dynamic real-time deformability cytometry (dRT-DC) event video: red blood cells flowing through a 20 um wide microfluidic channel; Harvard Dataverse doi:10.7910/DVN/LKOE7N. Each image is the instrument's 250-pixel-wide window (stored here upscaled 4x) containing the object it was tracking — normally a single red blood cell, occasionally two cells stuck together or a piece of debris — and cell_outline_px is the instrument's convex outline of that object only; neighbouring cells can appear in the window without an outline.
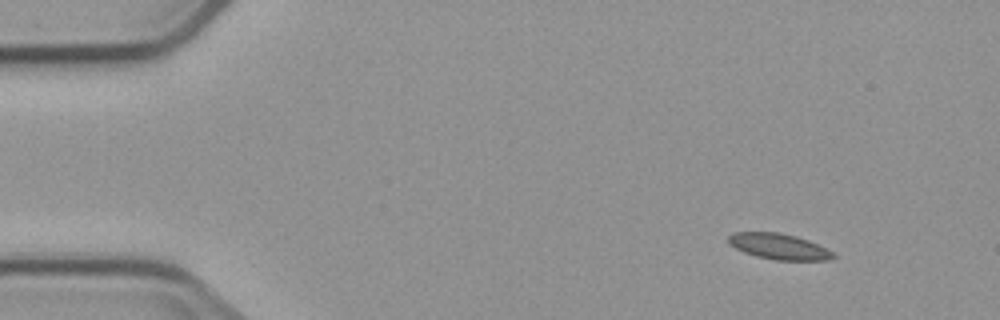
{"species": "common noctule bat (a hibernating species)", "species_latin": "Nyctalus noctula", "temperature_condition": "cold", "stored_images_in_passage": 5, "camera_frame_rate_fps": 3000, "um_per_image_px": 0.085, "animal": {"sex": "male", "body_mass_g": 23.1, "forearm_length_mm": 52.7}, "frame": {"image": 1, "passage_image": 1, "time_ms": 0.0, "image_size_px": [1000, 320], "cell_outline_px": [[836, 256], [824, 260], [776, 260], [756, 256], [744, 252], [728, 244], [728, 236], [732, 232], [776, 232], [796, 236], [808, 240], [832, 252]], "centroid_in_image_um": [66.14, 20.94], "position_along_channel_um": 18.9, "area_um2": 15.55}}
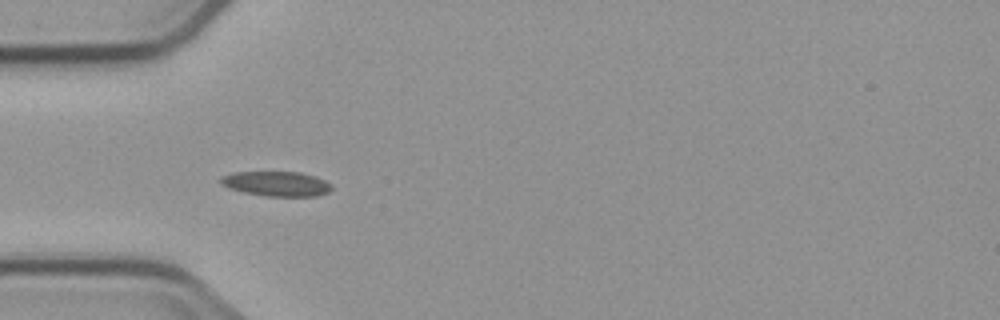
{"frame": {"image": 2, "passage_image": 4, "time_ms": 3.667, "image_size_px": [1000, 320], "cell_outline_px": [[332, 188], [328, 192], [316, 196], [268, 196], [244, 192], [228, 188], [220, 184], [220, 176], [232, 172], [300, 172], [316, 176], [332, 184]], "centroid_in_image_um": [23.48, 15.61], "position_along_channel_um": 61.5, "area_um2": 16.13}}
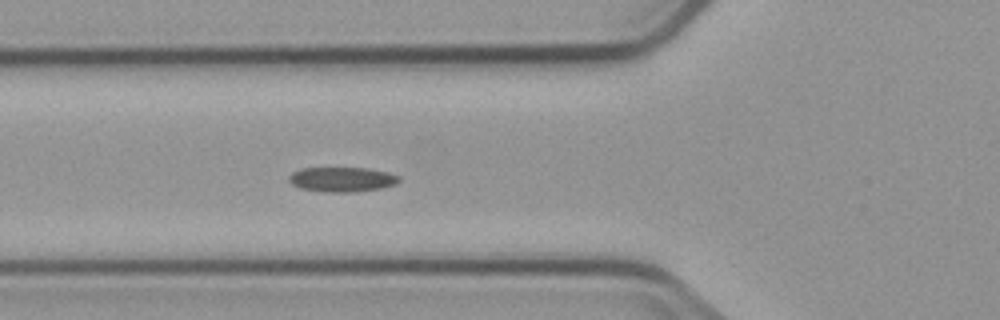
{"frame": {"image": 3, "passage_image": 5, "time_ms": 4.667, "image_size_px": [1000, 320], "cell_outline_px": [[400, 180], [396, 184], [380, 188], [356, 192], [324, 192], [300, 188], [292, 184], [288, 180], [288, 176], [292, 172], [300, 168], [368, 168], [388, 172], [400, 176]], "centroid_in_image_um": [29.06, 15.25], "position_along_channel_um": 96.7, "area_um2": 16.01}}